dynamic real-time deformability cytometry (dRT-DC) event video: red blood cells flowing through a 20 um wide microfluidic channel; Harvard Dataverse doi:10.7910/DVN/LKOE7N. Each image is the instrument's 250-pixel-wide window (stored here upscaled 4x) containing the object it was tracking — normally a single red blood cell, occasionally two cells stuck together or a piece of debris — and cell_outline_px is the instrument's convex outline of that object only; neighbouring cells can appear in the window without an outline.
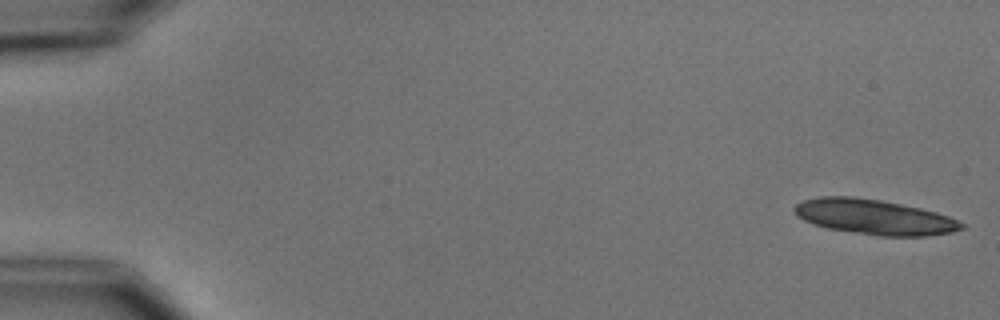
{"species": "common noctule bat (a hibernating species)", "species_latin": "Nyctalus noctula", "temperature_condition": "cold", "stored_images_in_passage": 7, "camera_frame_rate_fps": 3000, "um_per_image_px": 0.085, "animal": {"sex": "male", "body_mass_g": 15.6}, "frame": {"image": 1, "passage_image": 1, "time_ms": 0.0, "image_size_px": [1000, 320], "cell_outline_px": [[968, 228], [952, 232], [924, 236], [876, 236], [828, 228], [804, 220], [796, 216], [792, 212], [792, 208], [796, 204], [804, 200], [820, 196], [852, 196], [880, 200], [920, 208], [936, 212], [948, 216], [968, 224]], "centroid_in_image_um": [74.34, 18.45], "position_along_channel_um": 10.7, "area_um2": 34.39}}
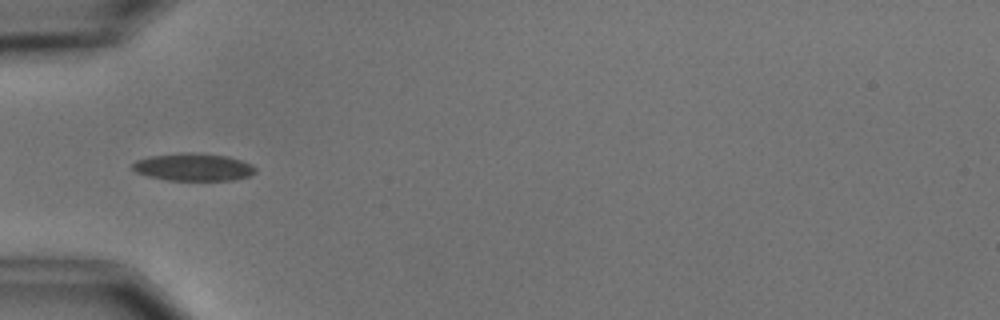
{"frame": {"image": 2, "passage_image": 6, "time_ms": 5.667, "image_size_px": [1000, 320], "cell_outline_px": [[256, 172], [248, 176], [232, 180], [168, 180], [148, 176], [136, 172], [132, 168], [132, 164], [136, 160], [148, 156], [180, 152], [192, 152], [228, 156], [252, 164], [256, 168]], "centroid_in_image_um": [16.42, 14.19], "position_along_channel_um": 68.6, "area_um2": 19.83}}